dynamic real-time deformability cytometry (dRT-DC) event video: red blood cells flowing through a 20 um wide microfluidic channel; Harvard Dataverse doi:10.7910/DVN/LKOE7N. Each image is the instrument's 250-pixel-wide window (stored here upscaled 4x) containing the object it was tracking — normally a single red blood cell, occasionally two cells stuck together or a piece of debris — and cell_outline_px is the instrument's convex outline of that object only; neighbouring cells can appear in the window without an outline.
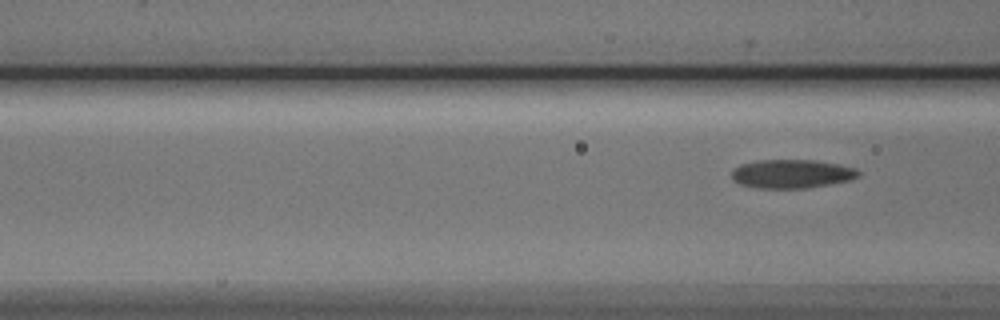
{"species": "Egyptian fruit bat (a non-hibernating species)", "species_latin": "Rousettus aegyptiacus", "temperature_condition": "cold", "stored_images_in_passage": 7, "segment_of_instrument_passage": [2, 2], "camera_frame_rate_fps": 3000, "um_per_image_px": 0.085, "animal": {"sex": "male"}, "frame": {"image": 1, "passage_image": 7, "time_ms": 8.0, "image_size_px": [1000, 320], "cell_outline_px": [[860, 176], [848, 180], [808, 188], [756, 188], [740, 184], [732, 180], [732, 168], [740, 164], [756, 160], [816, 160], [840, 164], [856, 168], [860, 172]], "centroid_in_image_um": [67.27, 14.76], "position_along_channel_um": 99.3, "area_um2": 21.39}}